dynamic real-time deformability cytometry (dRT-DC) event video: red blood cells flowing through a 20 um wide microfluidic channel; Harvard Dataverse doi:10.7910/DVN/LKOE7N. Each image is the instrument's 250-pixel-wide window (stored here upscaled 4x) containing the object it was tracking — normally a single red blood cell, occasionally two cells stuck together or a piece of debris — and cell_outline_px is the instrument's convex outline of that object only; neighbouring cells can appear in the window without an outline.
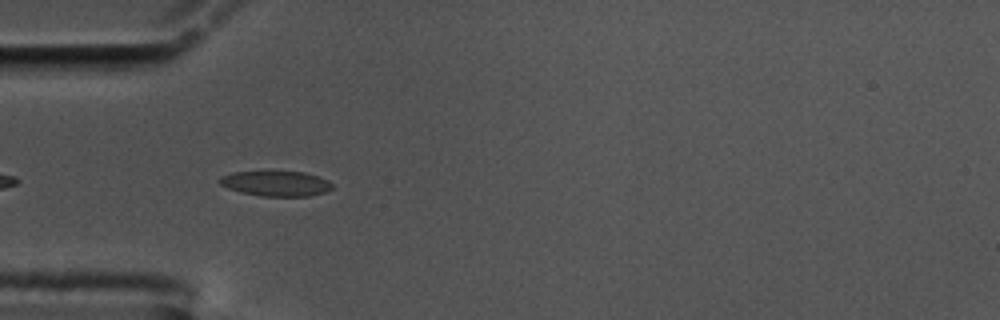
{"species": "common noctule bat (a hibernating species)", "species_latin": "Nyctalus noctula", "temperature_condition": "cold", "stored_images_in_passage": 12, "camera_frame_rate_fps": 3000, "um_per_image_px": 0.085, "animal": {"sex": "male", "body_mass_g": 17.5, "forearm_length_mm": 52.3}, "frame": {"image": 1, "passage_image": 4, "time_ms": 1.0, "image_size_px": [1000, 320], "cell_outline_px": [[332, 188], [324, 192], [308, 196], [260, 196], [240, 192], [228, 188], [220, 184], [220, 176], [232, 172], [304, 172], [328, 180], [332, 184]], "centroid_in_image_um": [23.44, 15.6], "position_along_channel_um": 61.6, "area_um2": 16.3}}